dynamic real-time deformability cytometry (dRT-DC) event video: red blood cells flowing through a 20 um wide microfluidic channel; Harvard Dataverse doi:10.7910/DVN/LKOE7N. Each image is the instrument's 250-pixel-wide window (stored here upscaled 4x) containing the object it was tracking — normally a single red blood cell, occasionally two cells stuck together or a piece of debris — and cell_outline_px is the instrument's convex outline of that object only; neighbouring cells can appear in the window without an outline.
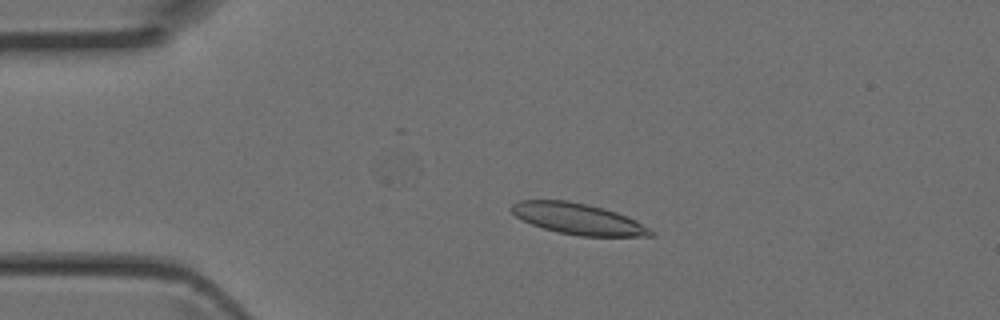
{"species": "Egyptian fruit bat (a non-hibernating species)", "species_latin": "Rousettus aegyptiacus", "temperature_condition": "room temperature", "stored_images_in_passage": 27, "camera_frame_rate_fps": 3000, "um_per_image_px": 0.085, "animal": {"sex": "female"}, "frame": {"image": 1, "passage_image": 9, "time_ms": 2.667, "image_size_px": [1000, 320], "cell_outline_px": [[656, 236], [580, 236], [560, 232], [544, 228], [532, 224], [516, 216], [512, 212], [512, 204], [520, 200], [568, 200], [588, 204], [616, 212], [636, 220], [656, 232]], "centroid_in_image_um": [49.18, 18.6], "position_along_channel_um": 35.8, "area_um2": 25.03}}
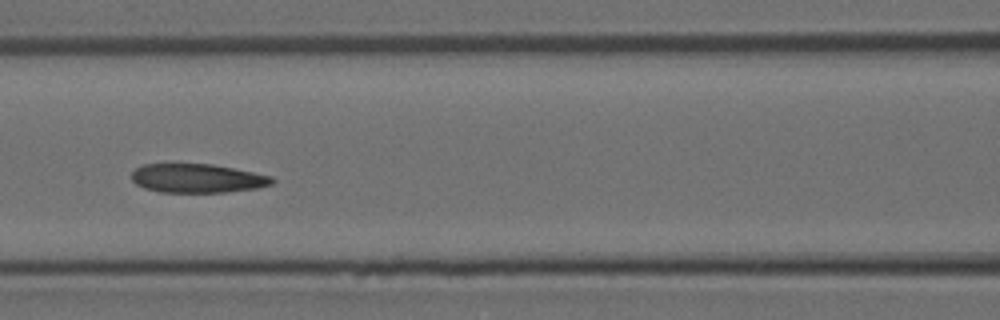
{"frame": {"image": 2, "passage_image": 19, "time_ms": 6.0, "image_size_px": [1000, 320], "cell_outline_px": [[276, 180], [272, 184], [256, 188], [224, 192], [160, 192], [144, 188], [136, 184], [132, 180], [132, 172], [136, 168], [144, 164], [212, 164], [272, 176]], "centroid_in_image_um": [16.76, 15.15], "position_along_channel_um": 149.8, "area_um2": 23.52}}
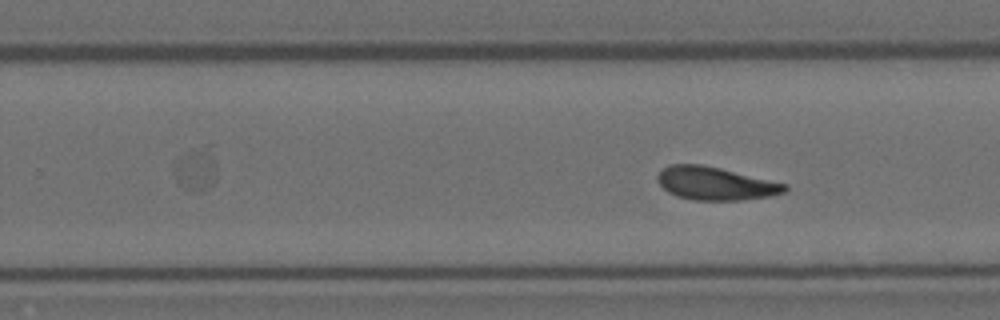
{"frame": {"image": 3, "passage_image": 27, "time_ms": 8.667, "image_size_px": [1000, 320], "cell_outline_px": [[788, 188], [784, 192], [772, 196], [740, 200], [692, 200], [676, 196], [668, 192], [656, 180], [656, 176], [668, 164], [700, 164], [720, 168], [788, 184]], "centroid_in_image_um": [60.8, 15.6], "position_along_channel_um": 269.0, "area_um2": 24.57}}